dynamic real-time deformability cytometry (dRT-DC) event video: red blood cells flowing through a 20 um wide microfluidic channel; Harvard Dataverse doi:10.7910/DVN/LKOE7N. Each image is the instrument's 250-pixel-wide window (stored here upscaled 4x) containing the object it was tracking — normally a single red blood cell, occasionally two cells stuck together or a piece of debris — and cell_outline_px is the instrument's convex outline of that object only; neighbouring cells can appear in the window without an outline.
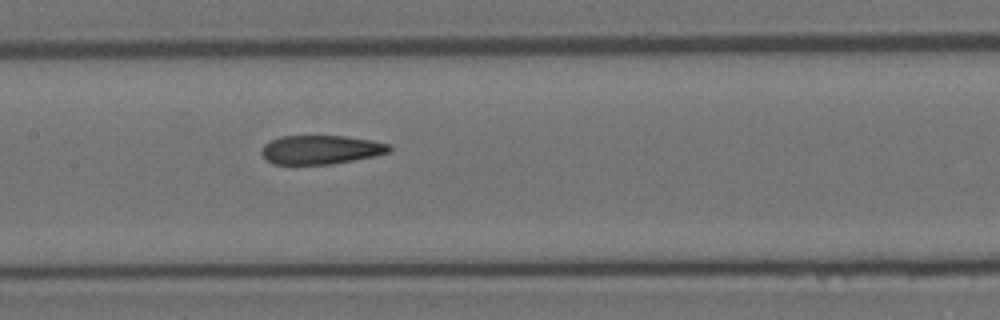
{"species": "Egyptian fruit bat (a non-hibernating species)", "species_latin": "Rousettus aegyptiacus", "temperature_condition": "room temperature", "stored_images_in_passage": 6, "segment_of_instrument_passage": [1, 2], "camera_frame_rate_fps": 3000, "um_per_image_px": 0.085, "animal": {"sex": "female"}, "frame": {"image": 1, "passage_image": 5, "time_ms": 1.333, "image_size_px": [1000, 320], "cell_outline_px": [[392, 148], [388, 152], [372, 156], [332, 164], [272, 164], [260, 152], [264, 144], [280, 136], [344, 136], [372, 140], [388, 144]], "centroid_in_image_um": [27.24, 12.72], "position_along_channel_um": 180.2, "area_um2": 21.27}}